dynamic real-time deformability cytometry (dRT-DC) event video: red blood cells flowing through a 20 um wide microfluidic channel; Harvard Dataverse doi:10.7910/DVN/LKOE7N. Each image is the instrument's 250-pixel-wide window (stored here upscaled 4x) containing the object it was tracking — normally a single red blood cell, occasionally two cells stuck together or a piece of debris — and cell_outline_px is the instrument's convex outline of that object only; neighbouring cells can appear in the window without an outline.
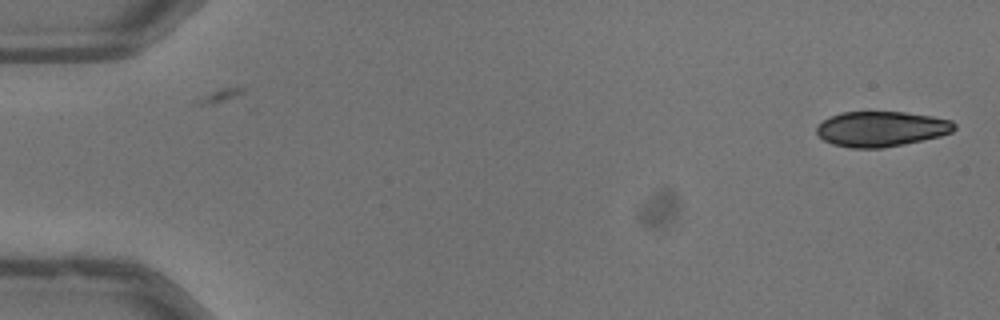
{"species": "common noctule bat (a hibernating species)", "species_latin": "Nyctalus noctula", "temperature_condition": "warm", "stored_images_in_passage": 49, "segment_of_instrument_passage": [1, 2], "camera_frame_rate_fps": 3000, "um_per_image_px": 0.085, "animal": {"sex": "male", "body_mass_g": 13.3}, "frame": {"image": 1, "passage_image": 1, "time_ms": 0.0, "image_size_px": [1000, 320], "cell_outline_px": [[956, 128], [952, 132], [940, 136], [904, 144], [880, 148], [852, 148], [832, 144], [824, 140], [816, 132], [816, 128], [824, 120], [832, 116], [844, 112], [904, 112], [932, 116], [952, 120], [956, 124]], "centroid_in_image_um": [74.94, 10.96], "position_along_channel_um": 10.1, "area_um2": 28.15}}
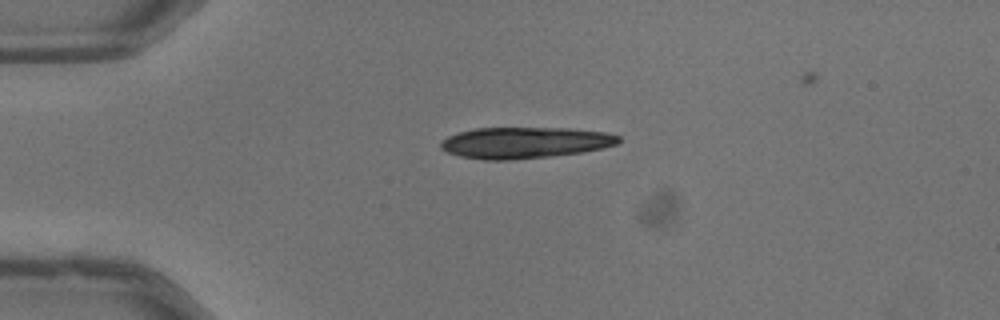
{"frame": {"image": 2, "passage_image": 12, "time_ms": 3.667, "image_size_px": [1000, 320], "cell_outline_px": [[620, 140], [616, 144], [600, 148], [580, 152], [548, 156], [508, 160], [484, 160], [460, 156], [448, 152], [440, 148], [440, 144], [448, 136], [460, 132], [476, 128], [568, 128], [604, 132], [620, 136]], "centroid_in_image_um": [44.58, 12.12], "position_along_channel_um": 40.4, "area_um2": 31.96}}